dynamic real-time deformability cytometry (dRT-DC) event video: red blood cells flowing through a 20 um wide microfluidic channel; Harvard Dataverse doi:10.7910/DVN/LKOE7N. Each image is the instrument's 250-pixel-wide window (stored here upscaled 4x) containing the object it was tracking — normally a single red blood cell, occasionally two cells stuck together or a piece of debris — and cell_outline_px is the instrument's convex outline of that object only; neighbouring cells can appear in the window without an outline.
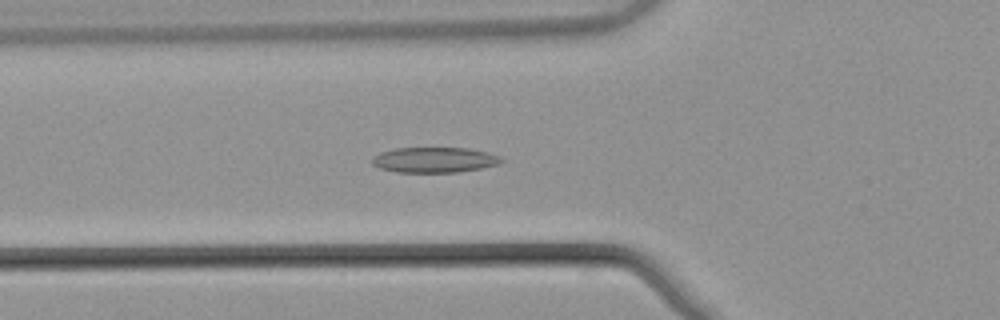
{"species": "common noctule bat (a hibernating species)", "species_latin": "Nyctalus noctula", "temperature_condition": "warm", "stored_images_in_passage": 54, "segment_of_instrument_passage": [1, 2], "camera_frame_rate_fps": 3000, "um_per_image_px": 0.085, "animal": {"sex": "male", "body_mass_g": 21.5, "forearm_length_mm": 52.0}, "frame": {"image": 1, "passage_image": 19, "time_ms": 6.0, "image_size_px": [1000, 320], "cell_outline_px": [[504, 160], [500, 164], [480, 168], [456, 172], [396, 172], [380, 168], [372, 164], [372, 160], [380, 152], [396, 148], [468, 148], [488, 152], [500, 156]], "centroid_in_image_um": [36.95, 13.59], "position_along_channel_um": 88.8, "area_um2": 19.02}}
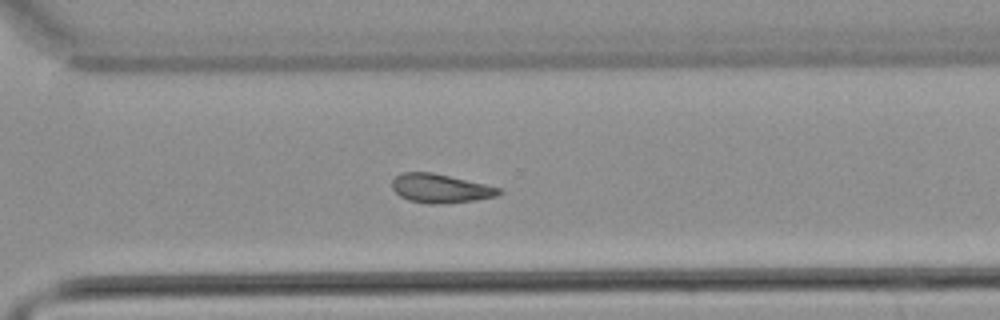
{"frame": {"image": 2, "passage_image": 38, "time_ms": 12.333, "image_size_px": [1000, 320], "cell_outline_px": [[504, 192], [496, 196], [476, 200], [440, 204], [428, 204], [408, 200], [400, 196], [392, 188], [392, 180], [396, 176], [404, 172], [432, 172], [484, 184], [500, 188]], "centroid_in_image_um": [37.43, 16.02], "position_along_channel_um": 333.2, "area_um2": 17.92}}
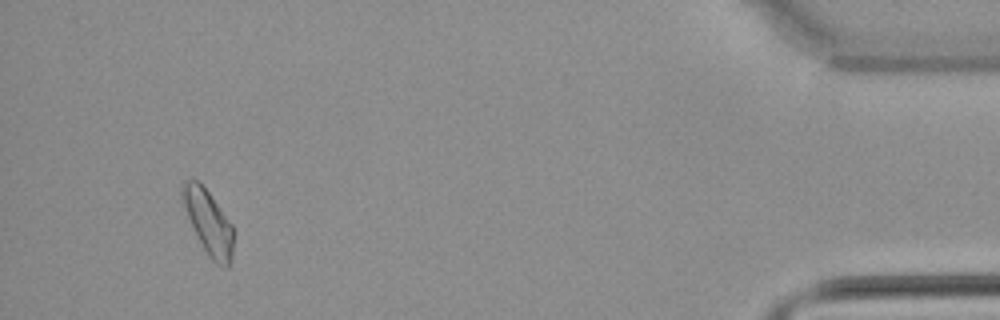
{"frame": {"image": 3, "passage_image": 50, "time_ms": 16.333, "image_size_px": [1000, 320], "cell_outline_px": [[232, 260], [228, 268], [224, 268], [216, 264], [208, 256], [192, 228], [180, 192], [180, 184], [184, 180], [196, 180], [208, 192], [232, 224]], "centroid_in_image_um": [17.7, 18.92], "position_along_channel_um": 417.5, "area_um2": 18.9}}